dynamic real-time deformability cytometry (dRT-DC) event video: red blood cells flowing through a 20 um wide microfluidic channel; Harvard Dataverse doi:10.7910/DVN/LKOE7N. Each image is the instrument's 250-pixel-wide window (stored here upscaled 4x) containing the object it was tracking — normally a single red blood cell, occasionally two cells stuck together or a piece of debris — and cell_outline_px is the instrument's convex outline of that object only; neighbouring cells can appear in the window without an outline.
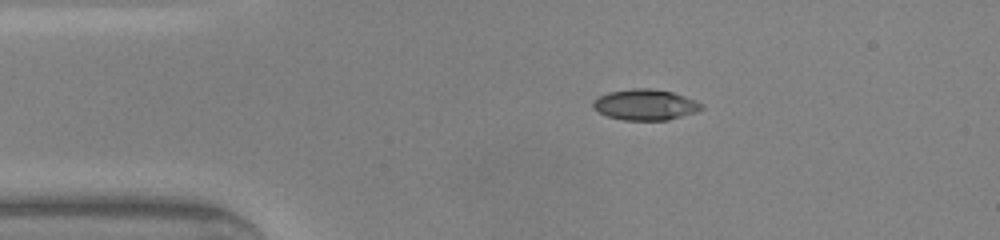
{"species": "common noctule bat (a hibernating species)", "species_latin": "Nyctalus noctula", "temperature_condition": "warm", "stored_images_in_passage": 46, "camera_frame_rate_fps": 3000, "um_per_image_px": 0.085, "animal": {"sex": "male", "body_mass_g": 20.0, "forearm_length_mm": 53.3}, "frame": {"image": 1, "passage_image": 8, "time_ms": 2.333, "image_size_px": [1000, 240], "cell_outline_px": [[704, 108], [696, 112], [668, 120], [624, 120], [608, 116], [592, 108], [592, 100], [596, 96], [608, 92], [632, 88], [648, 88], [672, 92], [696, 100], [704, 104]], "centroid_in_image_um": [54.83, 8.89], "position_along_channel_um": 30.2, "area_um2": 19.65}}
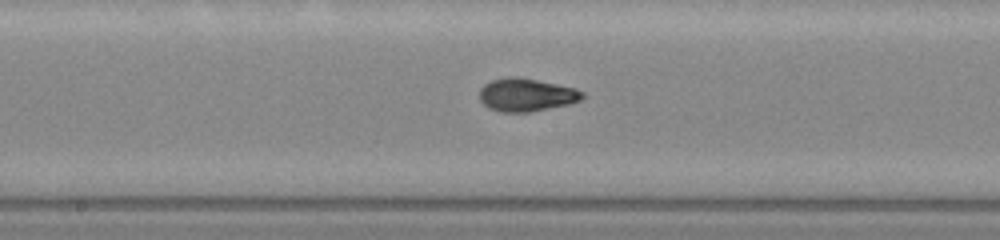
{"frame": {"image": 2, "passage_image": 23, "time_ms": 7.333, "image_size_px": [1000, 240], "cell_outline_px": [[584, 96], [580, 100], [568, 104], [528, 112], [500, 112], [488, 108], [480, 100], [480, 88], [484, 84], [492, 80], [508, 76], [516, 76], [576, 88], [584, 92]], "centroid_in_image_um": [44.71, 8.06], "position_along_channel_um": 203.5, "area_um2": 19.71}}
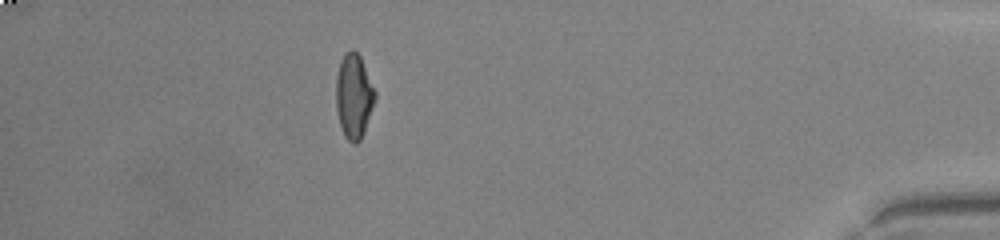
{"frame": {"image": 3, "passage_image": 41, "time_ms": 13.333, "image_size_px": [1000, 240], "cell_outline_px": [[376, 96], [364, 132], [360, 140], [356, 144], [352, 144], [344, 136], [340, 124], [336, 108], [336, 76], [340, 60], [344, 52], [352, 48], [360, 56], [376, 92]], "centroid_in_image_um": [30.06, 8.15], "position_along_channel_um": 405.1, "area_um2": 19.25}, "authors_computed_cell_mechanics": {"area_um2": 19.1029, "velocity_mm_per_s": 4.2901, "shape_relaxation_time_tau1_ms": 4.1846, "shape_relaxation_time_tau2_ms": 1.057, "deformation_change_tau1": 0.1977, "deformation_change_tau2": 0.0538}}